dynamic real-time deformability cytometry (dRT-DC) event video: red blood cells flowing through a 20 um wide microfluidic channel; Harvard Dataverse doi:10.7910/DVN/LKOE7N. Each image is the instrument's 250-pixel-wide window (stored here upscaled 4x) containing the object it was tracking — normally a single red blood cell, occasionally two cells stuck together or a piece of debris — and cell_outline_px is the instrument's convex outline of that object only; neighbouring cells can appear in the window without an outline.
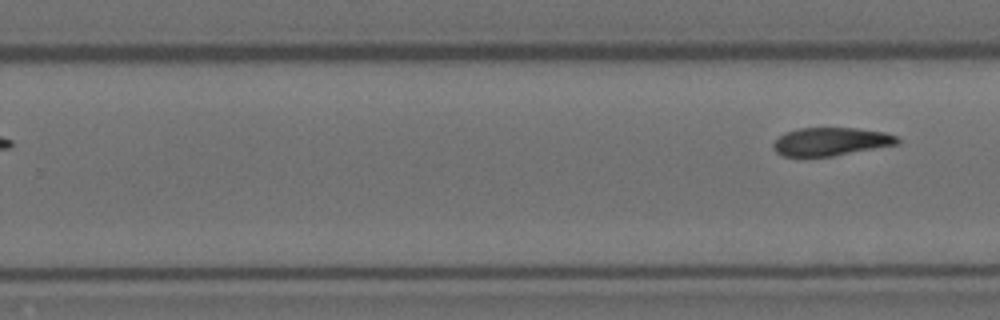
{"species": "Egyptian fruit bat (a non-hibernating species)", "species_latin": "Rousettus aegyptiacus", "temperature_condition": "room temperature", "stored_images_in_passage": 9, "segment_of_instrument_passage": [2, 2], "camera_frame_rate_fps": 3000, "um_per_image_px": 0.085, "animal": {"sex": "female"}, "frame": {"image": 1, "passage_image": 9, "time_ms": 10.0, "image_size_px": [1000, 320], "cell_outline_px": [[900, 144], [832, 156], [780, 156], [772, 148], [772, 144], [784, 132], [800, 128], [856, 128], [884, 132], [896, 136], [900, 140]], "centroid_in_image_um": [70.61, 12.03], "position_along_channel_um": 259.2, "area_um2": 20.4}}